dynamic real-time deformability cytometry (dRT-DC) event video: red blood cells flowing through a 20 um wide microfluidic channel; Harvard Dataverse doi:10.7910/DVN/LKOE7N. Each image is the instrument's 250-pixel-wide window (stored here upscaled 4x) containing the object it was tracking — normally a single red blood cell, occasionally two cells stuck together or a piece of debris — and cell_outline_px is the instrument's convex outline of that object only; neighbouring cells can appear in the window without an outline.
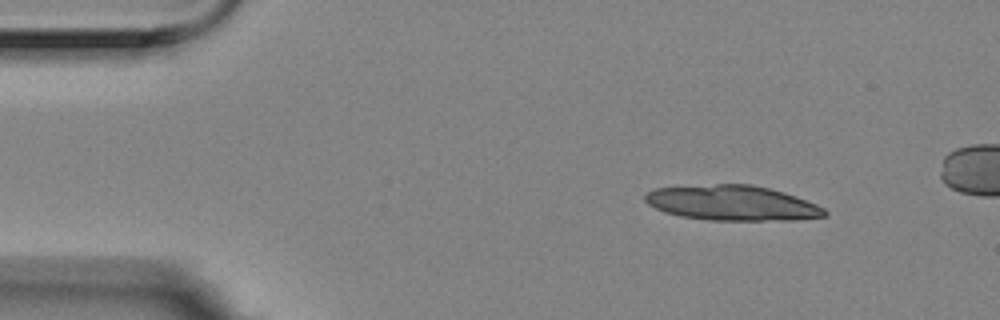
{"species": "Egyptian fruit bat (a non-hibernating species)", "species_latin": "Rousettus aegyptiacus", "temperature_condition": "room temperature", "stored_images_in_passage": 4, "camera_frame_rate_fps": 3000, "um_per_image_px": 0.085, "animal": {"sex": "female"}, "frame": {"image": 1, "passage_image": 1, "time_ms": 0.0, "image_size_px": [1000, 320], "cell_outline_px": [[828, 216], [792, 220], [708, 220], [680, 216], [664, 212], [648, 204], [644, 200], [644, 196], [648, 192], [656, 188], [716, 184], [752, 184], [784, 192], [796, 196], [816, 204], [824, 208], [828, 212]], "centroid_in_image_um": [62.26, 17.26], "position_along_channel_um": 22.7, "area_um2": 36.7}}